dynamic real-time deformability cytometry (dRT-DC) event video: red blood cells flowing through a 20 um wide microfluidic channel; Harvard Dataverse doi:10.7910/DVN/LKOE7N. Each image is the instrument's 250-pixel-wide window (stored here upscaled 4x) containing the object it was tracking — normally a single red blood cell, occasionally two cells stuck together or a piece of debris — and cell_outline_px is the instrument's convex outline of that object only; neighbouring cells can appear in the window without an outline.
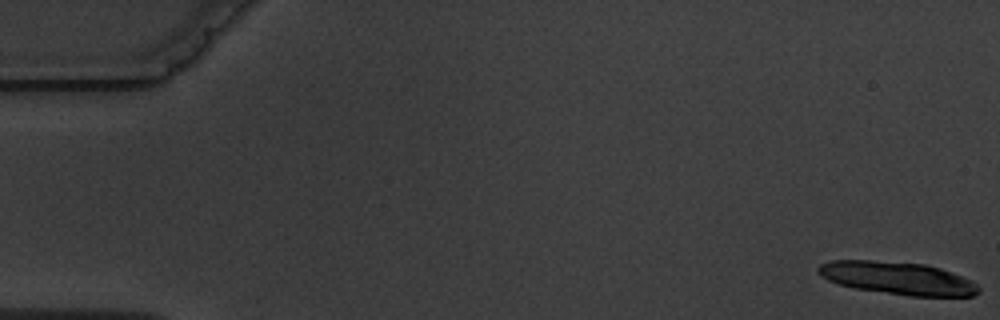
{"species": "common noctule bat (a hibernating species)", "species_latin": "Nyctalus noctula", "temperature_condition": "warm", "stored_images_in_passage": 6, "camera_frame_rate_fps": 3000, "um_per_image_px": 0.085, "animal": {"sex": "male", "body_mass_g": 19.5, "forearm_length_mm": 54.6}, "frame": {"image": 1, "passage_image": 1, "time_ms": 0.0, "image_size_px": [1000, 320], "cell_outline_px": [[980, 292], [972, 296], [912, 296], [856, 288], [840, 284], [828, 280], [820, 276], [816, 272], [816, 268], [820, 264], [832, 260], [872, 260], [924, 264], [940, 268], [952, 272], [972, 280], [980, 288]], "centroid_in_image_um": [76.3, 23.63], "position_along_channel_um": 8.7, "area_um2": 30.52}}